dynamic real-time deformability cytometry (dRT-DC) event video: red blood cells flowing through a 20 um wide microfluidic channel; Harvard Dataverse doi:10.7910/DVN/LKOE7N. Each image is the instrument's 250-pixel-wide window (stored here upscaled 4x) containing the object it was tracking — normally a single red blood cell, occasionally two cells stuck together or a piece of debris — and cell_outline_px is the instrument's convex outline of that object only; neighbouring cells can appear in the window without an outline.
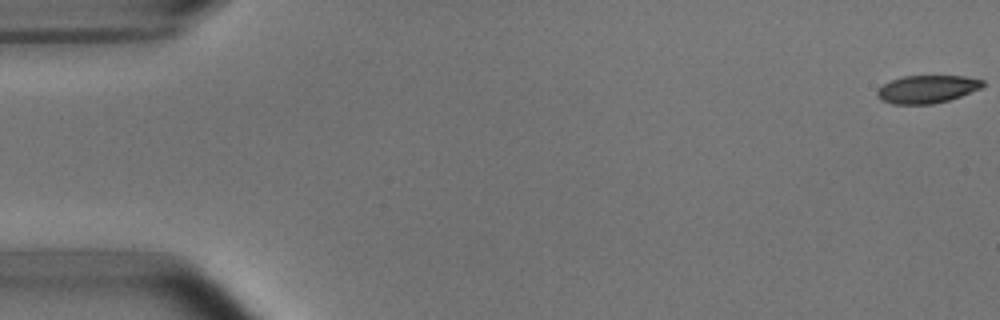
{"species": "common noctule bat (a hibernating species)", "species_latin": "Nyctalus noctula", "temperature_condition": "room temperature", "stored_images_in_passage": 54, "camera_frame_rate_fps": 3000, "um_per_image_px": 0.085, "animal": {"sex": "male", "body_mass_g": 15.6}, "frame": {"image": 1, "passage_image": 1, "time_ms": 0.0, "image_size_px": [1000, 320], "cell_outline_px": [[984, 84], [980, 88], [960, 96], [948, 100], [932, 104], [892, 104], [880, 100], [876, 96], [876, 92], [884, 84], [892, 80], [904, 76], [964, 76], [984, 80]], "centroid_in_image_um": [78.77, 7.58], "position_along_channel_um": 6.2, "area_um2": 16.99}}
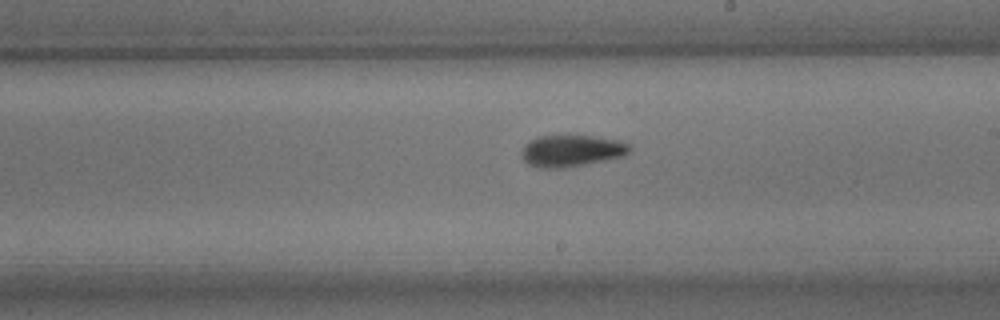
{"frame": {"image": 2, "passage_image": 31, "time_ms": 10.0, "image_size_px": [1000, 320], "cell_outline_px": [[632, 148], [624, 156], [564, 168], [536, 168], [528, 164], [520, 156], [520, 152], [524, 144], [536, 136], [568, 132], [620, 140], [628, 144]], "centroid_in_image_um": [48.51, 12.76], "position_along_channel_um": 240.5, "area_um2": 20.92}}
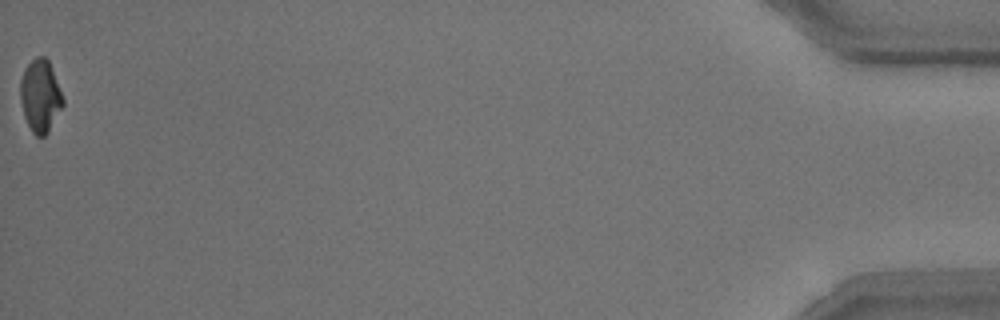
{"frame": {"image": 3, "passage_image": 54, "time_ms": 17.667, "image_size_px": [1000, 320], "cell_outline_px": [[64, 104], [48, 132], [44, 136], [36, 136], [32, 132], [24, 116], [20, 100], [20, 80], [24, 68], [36, 56], [44, 56], [48, 60], [64, 100]], "centroid_in_image_um": [3.41, 8.15], "position_along_channel_um": 431.8, "area_um2": 17.86}, "authors_computed_cell_mechanics": {"area_um2": 19.2185, "velocity_mm_per_s": 3.7507, "shape_relaxation_time_tau1_ms": 3.7481, "shape_relaxation_time_tau2_ms": 3.1576, "deformation_change_tau1": 0.142, "deformation_change_tau2": 0.0938}}